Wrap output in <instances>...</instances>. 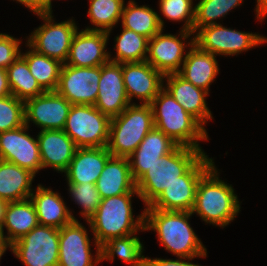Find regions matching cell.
<instances>
[{
  "label": "cell",
  "mask_w": 267,
  "mask_h": 266,
  "mask_svg": "<svg viewBox=\"0 0 267 266\" xmlns=\"http://www.w3.org/2000/svg\"><path fill=\"white\" fill-rule=\"evenodd\" d=\"M122 74L127 98L139 99L140 104H150L163 88L164 75L147 61L122 63Z\"/></svg>",
  "instance_id": "ac0fdd59"
},
{
  "label": "cell",
  "mask_w": 267,
  "mask_h": 266,
  "mask_svg": "<svg viewBox=\"0 0 267 266\" xmlns=\"http://www.w3.org/2000/svg\"><path fill=\"white\" fill-rule=\"evenodd\" d=\"M20 3L33 14L50 12V0H13Z\"/></svg>",
  "instance_id": "b9f144b4"
},
{
  "label": "cell",
  "mask_w": 267,
  "mask_h": 266,
  "mask_svg": "<svg viewBox=\"0 0 267 266\" xmlns=\"http://www.w3.org/2000/svg\"><path fill=\"white\" fill-rule=\"evenodd\" d=\"M10 250L24 266H58L59 229L38 225L13 242Z\"/></svg>",
  "instance_id": "30bf717a"
},
{
  "label": "cell",
  "mask_w": 267,
  "mask_h": 266,
  "mask_svg": "<svg viewBox=\"0 0 267 266\" xmlns=\"http://www.w3.org/2000/svg\"><path fill=\"white\" fill-rule=\"evenodd\" d=\"M7 204H8L7 201L0 199V230H1L2 223L4 221Z\"/></svg>",
  "instance_id": "bcb514c9"
},
{
  "label": "cell",
  "mask_w": 267,
  "mask_h": 266,
  "mask_svg": "<svg viewBox=\"0 0 267 266\" xmlns=\"http://www.w3.org/2000/svg\"><path fill=\"white\" fill-rule=\"evenodd\" d=\"M166 154L132 153L128 157L130 171L136 182L156 161Z\"/></svg>",
  "instance_id": "ab89813d"
},
{
  "label": "cell",
  "mask_w": 267,
  "mask_h": 266,
  "mask_svg": "<svg viewBox=\"0 0 267 266\" xmlns=\"http://www.w3.org/2000/svg\"><path fill=\"white\" fill-rule=\"evenodd\" d=\"M179 30L177 35H173L164 34L162 29L148 39L146 61L163 75L178 73L188 52L186 48L189 49L194 44L193 32Z\"/></svg>",
  "instance_id": "7c38bea8"
},
{
  "label": "cell",
  "mask_w": 267,
  "mask_h": 266,
  "mask_svg": "<svg viewBox=\"0 0 267 266\" xmlns=\"http://www.w3.org/2000/svg\"><path fill=\"white\" fill-rule=\"evenodd\" d=\"M88 17L93 27L85 30L104 31L108 36L121 20L125 0H89ZM95 26V27H94Z\"/></svg>",
  "instance_id": "d6a6232c"
},
{
  "label": "cell",
  "mask_w": 267,
  "mask_h": 266,
  "mask_svg": "<svg viewBox=\"0 0 267 266\" xmlns=\"http://www.w3.org/2000/svg\"><path fill=\"white\" fill-rule=\"evenodd\" d=\"M178 74L194 86L210 93V85L220 73L217 57L193 44Z\"/></svg>",
  "instance_id": "cb8c5ba5"
},
{
  "label": "cell",
  "mask_w": 267,
  "mask_h": 266,
  "mask_svg": "<svg viewBox=\"0 0 267 266\" xmlns=\"http://www.w3.org/2000/svg\"><path fill=\"white\" fill-rule=\"evenodd\" d=\"M130 104L123 82L122 63L108 61L101 65L98 96L94 106L113 118Z\"/></svg>",
  "instance_id": "e0dca14e"
},
{
  "label": "cell",
  "mask_w": 267,
  "mask_h": 266,
  "mask_svg": "<svg viewBox=\"0 0 267 266\" xmlns=\"http://www.w3.org/2000/svg\"><path fill=\"white\" fill-rule=\"evenodd\" d=\"M30 127L23 126L0 133V159L38 174L42 170L37 136L28 133Z\"/></svg>",
  "instance_id": "9a60e30c"
},
{
  "label": "cell",
  "mask_w": 267,
  "mask_h": 266,
  "mask_svg": "<svg viewBox=\"0 0 267 266\" xmlns=\"http://www.w3.org/2000/svg\"><path fill=\"white\" fill-rule=\"evenodd\" d=\"M256 6H255V15L257 17L258 21H264V19L267 17V0H256Z\"/></svg>",
  "instance_id": "ee69618b"
},
{
  "label": "cell",
  "mask_w": 267,
  "mask_h": 266,
  "mask_svg": "<svg viewBox=\"0 0 267 266\" xmlns=\"http://www.w3.org/2000/svg\"><path fill=\"white\" fill-rule=\"evenodd\" d=\"M177 145L164 132L153 127L133 153L168 154Z\"/></svg>",
  "instance_id": "74e56055"
},
{
  "label": "cell",
  "mask_w": 267,
  "mask_h": 266,
  "mask_svg": "<svg viewBox=\"0 0 267 266\" xmlns=\"http://www.w3.org/2000/svg\"><path fill=\"white\" fill-rule=\"evenodd\" d=\"M108 40L107 32L78 29L73 37L65 64L75 67H95L107 63L109 61Z\"/></svg>",
  "instance_id": "d6986e66"
},
{
  "label": "cell",
  "mask_w": 267,
  "mask_h": 266,
  "mask_svg": "<svg viewBox=\"0 0 267 266\" xmlns=\"http://www.w3.org/2000/svg\"><path fill=\"white\" fill-rule=\"evenodd\" d=\"M154 127L169 136L178 145L204 150L199 141H208V132L195 117L186 112L163 87L150 103Z\"/></svg>",
  "instance_id": "277c9868"
},
{
  "label": "cell",
  "mask_w": 267,
  "mask_h": 266,
  "mask_svg": "<svg viewBox=\"0 0 267 266\" xmlns=\"http://www.w3.org/2000/svg\"><path fill=\"white\" fill-rule=\"evenodd\" d=\"M243 2L244 0H198L195 4L193 33L204 26L219 24L216 20L223 19L229 14L228 12Z\"/></svg>",
  "instance_id": "836d02e7"
},
{
  "label": "cell",
  "mask_w": 267,
  "mask_h": 266,
  "mask_svg": "<svg viewBox=\"0 0 267 266\" xmlns=\"http://www.w3.org/2000/svg\"><path fill=\"white\" fill-rule=\"evenodd\" d=\"M21 38L0 33V68L7 69L20 55Z\"/></svg>",
  "instance_id": "f35d334b"
},
{
  "label": "cell",
  "mask_w": 267,
  "mask_h": 266,
  "mask_svg": "<svg viewBox=\"0 0 267 266\" xmlns=\"http://www.w3.org/2000/svg\"><path fill=\"white\" fill-rule=\"evenodd\" d=\"M100 66L75 67L63 64L56 92L68 102L94 105L98 96Z\"/></svg>",
  "instance_id": "5bb4252c"
},
{
  "label": "cell",
  "mask_w": 267,
  "mask_h": 266,
  "mask_svg": "<svg viewBox=\"0 0 267 266\" xmlns=\"http://www.w3.org/2000/svg\"><path fill=\"white\" fill-rule=\"evenodd\" d=\"M154 127L150 104H130L111 118L107 149L114 157H129Z\"/></svg>",
  "instance_id": "8992f818"
},
{
  "label": "cell",
  "mask_w": 267,
  "mask_h": 266,
  "mask_svg": "<svg viewBox=\"0 0 267 266\" xmlns=\"http://www.w3.org/2000/svg\"><path fill=\"white\" fill-rule=\"evenodd\" d=\"M67 186L70 198L75 202L74 204L81 207V211L79 212L82 216L81 218L85 219L86 222L89 221L102 201L96 184L86 182L83 184L67 183Z\"/></svg>",
  "instance_id": "e575fe53"
},
{
  "label": "cell",
  "mask_w": 267,
  "mask_h": 266,
  "mask_svg": "<svg viewBox=\"0 0 267 266\" xmlns=\"http://www.w3.org/2000/svg\"><path fill=\"white\" fill-rule=\"evenodd\" d=\"M25 44L29 50H25V53L21 51L20 55L27 61L31 74L45 91H56L63 63L49 58L32 49L27 43Z\"/></svg>",
  "instance_id": "f546056e"
},
{
  "label": "cell",
  "mask_w": 267,
  "mask_h": 266,
  "mask_svg": "<svg viewBox=\"0 0 267 266\" xmlns=\"http://www.w3.org/2000/svg\"><path fill=\"white\" fill-rule=\"evenodd\" d=\"M192 259L194 260L195 258L177 257V259H167V258L166 259H163V258L153 259V258H148L146 256L144 266H203V265L192 263Z\"/></svg>",
  "instance_id": "60d3db41"
},
{
  "label": "cell",
  "mask_w": 267,
  "mask_h": 266,
  "mask_svg": "<svg viewBox=\"0 0 267 266\" xmlns=\"http://www.w3.org/2000/svg\"><path fill=\"white\" fill-rule=\"evenodd\" d=\"M111 118L94 105L73 104L63 131L78 148L106 147Z\"/></svg>",
  "instance_id": "ba28073f"
},
{
  "label": "cell",
  "mask_w": 267,
  "mask_h": 266,
  "mask_svg": "<svg viewBox=\"0 0 267 266\" xmlns=\"http://www.w3.org/2000/svg\"><path fill=\"white\" fill-rule=\"evenodd\" d=\"M72 104L56 91H46L25 101V124L41 130H63Z\"/></svg>",
  "instance_id": "2e32d148"
},
{
  "label": "cell",
  "mask_w": 267,
  "mask_h": 266,
  "mask_svg": "<svg viewBox=\"0 0 267 266\" xmlns=\"http://www.w3.org/2000/svg\"><path fill=\"white\" fill-rule=\"evenodd\" d=\"M160 15L149 5L139 6L135 0H129L123 8L121 27L151 39L162 29L164 30V19Z\"/></svg>",
  "instance_id": "83f0119b"
},
{
  "label": "cell",
  "mask_w": 267,
  "mask_h": 266,
  "mask_svg": "<svg viewBox=\"0 0 267 266\" xmlns=\"http://www.w3.org/2000/svg\"><path fill=\"white\" fill-rule=\"evenodd\" d=\"M159 11L165 19L172 22H183L182 30L193 32L195 4L193 0H158ZM196 1V0H195Z\"/></svg>",
  "instance_id": "d590c367"
},
{
  "label": "cell",
  "mask_w": 267,
  "mask_h": 266,
  "mask_svg": "<svg viewBox=\"0 0 267 266\" xmlns=\"http://www.w3.org/2000/svg\"><path fill=\"white\" fill-rule=\"evenodd\" d=\"M138 192H128L103 198L95 214L87 221L93 239L101 247L112 238L124 237L145 231V210L134 218L132 197Z\"/></svg>",
  "instance_id": "3957f363"
},
{
  "label": "cell",
  "mask_w": 267,
  "mask_h": 266,
  "mask_svg": "<svg viewBox=\"0 0 267 266\" xmlns=\"http://www.w3.org/2000/svg\"><path fill=\"white\" fill-rule=\"evenodd\" d=\"M194 44L215 56H237L267 43V37L227 28L221 23L207 25L194 33Z\"/></svg>",
  "instance_id": "9c48e42d"
},
{
  "label": "cell",
  "mask_w": 267,
  "mask_h": 266,
  "mask_svg": "<svg viewBox=\"0 0 267 266\" xmlns=\"http://www.w3.org/2000/svg\"><path fill=\"white\" fill-rule=\"evenodd\" d=\"M25 124V102L10 95L0 98V133Z\"/></svg>",
  "instance_id": "8d00e7d4"
},
{
  "label": "cell",
  "mask_w": 267,
  "mask_h": 266,
  "mask_svg": "<svg viewBox=\"0 0 267 266\" xmlns=\"http://www.w3.org/2000/svg\"><path fill=\"white\" fill-rule=\"evenodd\" d=\"M215 163L201 176L192 214H197L206 224L222 229L240 213V202L233 186L219 177Z\"/></svg>",
  "instance_id": "7a4b0ae2"
},
{
  "label": "cell",
  "mask_w": 267,
  "mask_h": 266,
  "mask_svg": "<svg viewBox=\"0 0 267 266\" xmlns=\"http://www.w3.org/2000/svg\"><path fill=\"white\" fill-rule=\"evenodd\" d=\"M39 225L36 209L30 198L8 202L1 232L11 245ZM7 230V235L4 230Z\"/></svg>",
  "instance_id": "4316f807"
},
{
  "label": "cell",
  "mask_w": 267,
  "mask_h": 266,
  "mask_svg": "<svg viewBox=\"0 0 267 266\" xmlns=\"http://www.w3.org/2000/svg\"><path fill=\"white\" fill-rule=\"evenodd\" d=\"M213 158L203 154L182 176L180 180L166 187L161 194L145 208L166 211H192L196 190L201 176L214 164Z\"/></svg>",
  "instance_id": "8fae6325"
},
{
  "label": "cell",
  "mask_w": 267,
  "mask_h": 266,
  "mask_svg": "<svg viewBox=\"0 0 267 266\" xmlns=\"http://www.w3.org/2000/svg\"><path fill=\"white\" fill-rule=\"evenodd\" d=\"M116 54L109 61L117 63L144 62L147 57L148 38L130 29L122 27L119 35L114 38Z\"/></svg>",
  "instance_id": "4dcf8cb0"
},
{
  "label": "cell",
  "mask_w": 267,
  "mask_h": 266,
  "mask_svg": "<svg viewBox=\"0 0 267 266\" xmlns=\"http://www.w3.org/2000/svg\"><path fill=\"white\" fill-rule=\"evenodd\" d=\"M53 12L36 13L43 24L27 36V44L35 51L65 64L74 35L78 31L72 19L55 22Z\"/></svg>",
  "instance_id": "52a82bcc"
},
{
  "label": "cell",
  "mask_w": 267,
  "mask_h": 266,
  "mask_svg": "<svg viewBox=\"0 0 267 266\" xmlns=\"http://www.w3.org/2000/svg\"><path fill=\"white\" fill-rule=\"evenodd\" d=\"M30 199L35 206L39 225L60 229L73 220H78L66 205L63 196L52 188L38 184Z\"/></svg>",
  "instance_id": "7402d4cb"
},
{
  "label": "cell",
  "mask_w": 267,
  "mask_h": 266,
  "mask_svg": "<svg viewBox=\"0 0 267 266\" xmlns=\"http://www.w3.org/2000/svg\"><path fill=\"white\" fill-rule=\"evenodd\" d=\"M111 156L107 147L77 148L68 169L64 172L66 183L96 184Z\"/></svg>",
  "instance_id": "603a6c76"
},
{
  "label": "cell",
  "mask_w": 267,
  "mask_h": 266,
  "mask_svg": "<svg viewBox=\"0 0 267 266\" xmlns=\"http://www.w3.org/2000/svg\"><path fill=\"white\" fill-rule=\"evenodd\" d=\"M12 95L9 83L7 69L0 68V98Z\"/></svg>",
  "instance_id": "7bdbcfd3"
},
{
  "label": "cell",
  "mask_w": 267,
  "mask_h": 266,
  "mask_svg": "<svg viewBox=\"0 0 267 266\" xmlns=\"http://www.w3.org/2000/svg\"><path fill=\"white\" fill-rule=\"evenodd\" d=\"M86 227L73 220L59 229V262L58 266H97L101 261V247L88 236ZM95 241V242H94ZM91 243L96 247L92 254Z\"/></svg>",
  "instance_id": "4fadbf2b"
},
{
  "label": "cell",
  "mask_w": 267,
  "mask_h": 266,
  "mask_svg": "<svg viewBox=\"0 0 267 266\" xmlns=\"http://www.w3.org/2000/svg\"><path fill=\"white\" fill-rule=\"evenodd\" d=\"M203 154L201 150L177 145L170 153L158 158L137 181L136 189L144 207L182 176Z\"/></svg>",
  "instance_id": "5b68a950"
},
{
  "label": "cell",
  "mask_w": 267,
  "mask_h": 266,
  "mask_svg": "<svg viewBox=\"0 0 267 266\" xmlns=\"http://www.w3.org/2000/svg\"><path fill=\"white\" fill-rule=\"evenodd\" d=\"M163 87L181 105L184 110L195 117L204 127L208 120H213L212 112L207 106L209 93L186 81L178 73L164 75Z\"/></svg>",
  "instance_id": "ffe728a7"
},
{
  "label": "cell",
  "mask_w": 267,
  "mask_h": 266,
  "mask_svg": "<svg viewBox=\"0 0 267 266\" xmlns=\"http://www.w3.org/2000/svg\"><path fill=\"white\" fill-rule=\"evenodd\" d=\"M145 210V231L156 232L158 242L167 252L181 258H205L207 249L190 225V211Z\"/></svg>",
  "instance_id": "6da1fadb"
},
{
  "label": "cell",
  "mask_w": 267,
  "mask_h": 266,
  "mask_svg": "<svg viewBox=\"0 0 267 266\" xmlns=\"http://www.w3.org/2000/svg\"><path fill=\"white\" fill-rule=\"evenodd\" d=\"M96 188L101 198H108L128 192H138L133 180L127 157L111 156L104 165Z\"/></svg>",
  "instance_id": "d4e9b609"
},
{
  "label": "cell",
  "mask_w": 267,
  "mask_h": 266,
  "mask_svg": "<svg viewBox=\"0 0 267 266\" xmlns=\"http://www.w3.org/2000/svg\"><path fill=\"white\" fill-rule=\"evenodd\" d=\"M7 74L11 93L19 100L25 102L46 92L31 74L27 61L21 55L7 68Z\"/></svg>",
  "instance_id": "1f68e13d"
},
{
  "label": "cell",
  "mask_w": 267,
  "mask_h": 266,
  "mask_svg": "<svg viewBox=\"0 0 267 266\" xmlns=\"http://www.w3.org/2000/svg\"><path fill=\"white\" fill-rule=\"evenodd\" d=\"M37 139L42 169L64 173L78 148L74 141L63 130H41Z\"/></svg>",
  "instance_id": "44dd1931"
},
{
  "label": "cell",
  "mask_w": 267,
  "mask_h": 266,
  "mask_svg": "<svg viewBox=\"0 0 267 266\" xmlns=\"http://www.w3.org/2000/svg\"><path fill=\"white\" fill-rule=\"evenodd\" d=\"M144 245L137 233L112 238L101 246V261H114L115 256L130 266H144Z\"/></svg>",
  "instance_id": "f1b7e54d"
},
{
  "label": "cell",
  "mask_w": 267,
  "mask_h": 266,
  "mask_svg": "<svg viewBox=\"0 0 267 266\" xmlns=\"http://www.w3.org/2000/svg\"><path fill=\"white\" fill-rule=\"evenodd\" d=\"M10 249V244L7 242L5 236L0 231V261L4 253Z\"/></svg>",
  "instance_id": "f6af8a7d"
},
{
  "label": "cell",
  "mask_w": 267,
  "mask_h": 266,
  "mask_svg": "<svg viewBox=\"0 0 267 266\" xmlns=\"http://www.w3.org/2000/svg\"><path fill=\"white\" fill-rule=\"evenodd\" d=\"M35 177L30 170L0 159V199L14 202L30 198Z\"/></svg>",
  "instance_id": "484cf974"
},
{
  "label": "cell",
  "mask_w": 267,
  "mask_h": 266,
  "mask_svg": "<svg viewBox=\"0 0 267 266\" xmlns=\"http://www.w3.org/2000/svg\"><path fill=\"white\" fill-rule=\"evenodd\" d=\"M50 12H53V10H52V0H50Z\"/></svg>",
  "instance_id": "7dc6e473"
}]
</instances>
